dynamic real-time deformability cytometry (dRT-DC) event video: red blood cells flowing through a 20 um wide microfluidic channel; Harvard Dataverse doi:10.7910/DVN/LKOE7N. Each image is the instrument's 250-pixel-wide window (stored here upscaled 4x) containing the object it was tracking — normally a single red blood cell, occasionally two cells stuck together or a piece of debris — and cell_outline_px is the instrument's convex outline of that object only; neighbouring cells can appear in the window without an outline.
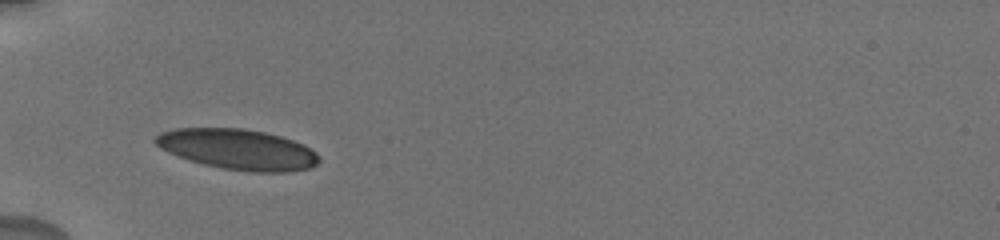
{"species": "human", "species_latin": "Homo sapiens", "temperature_condition": "cold", "stored_images_in_passage": 44, "camera_frame_rate_fps": 3000, "um_per_image_px": 0.085, "donor": {"sex": "male"}, "frame": {"image": 1, "passage_image": 1, "time_ms": 0.0, "image_size_px": [1000, 240], "cell_outline_px": [[320, 160], [316, 164], [308, 168], [288, 172], [248, 172], [224, 168], [204, 164], [188, 160], [168, 152], [160, 148], [152, 140], [160, 132], [176, 128], [244, 128], [264, 132], [280, 136], [304, 144], [316, 152], [320, 156]], "centroid_in_image_um": [20.21, 12.69], "position_along_channel_um": 64.8, "area_um2": 38.67}}
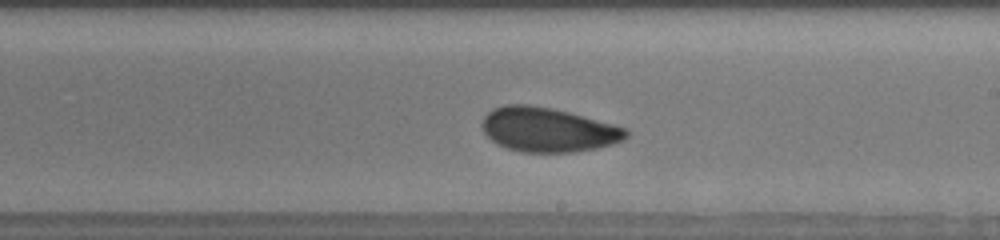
{"frame": {"image": 2, "passage_image": 19, "time_ms": 5.0, "image_size_px": [1000, 240], "cell_outline_px": [[628, 136], [624, 140], [612, 144], [596, 148], [572, 152], [520, 152], [496, 144], [484, 132], [484, 116], [492, 108], [504, 104], [528, 104], [552, 108], [568, 112], [628, 128]], "centroid_in_image_um": [46.59, 11.02], "position_along_channel_um": 242.4, "area_um2": 37.11}}
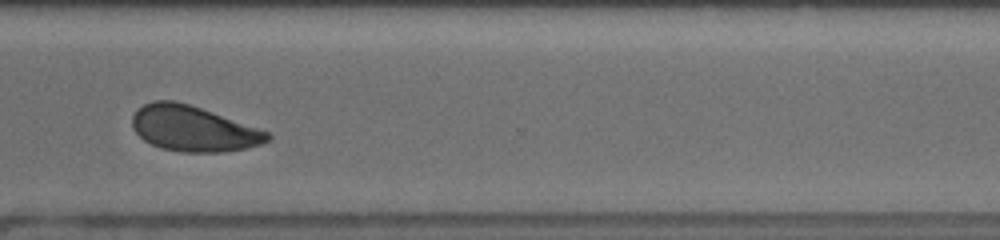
{"frame": {"image": 3, "passage_image": 28, "time_ms": 8.0, "image_size_px": [1000, 240], "cell_outline_px": [[272, 136], [268, 140], [260, 144], [248, 148], [224, 152], [180, 152], [160, 148], [144, 140], [132, 128], [132, 116], [136, 108], [152, 100], [176, 100], [212, 112], [268, 132]], "centroid_in_image_um": [16.38, 10.93], "position_along_channel_um": 354.2, "area_um2": 35.72}, "authors_computed_cell_mechanics": {"area_um2": 36.2984, "velocity_mm_per_s": 3.7176, "shape_relaxation_time_tau1_ms": 4.4147, "shape_relaxation_time_tau2_ms": 1.5995, "deformation_change_tau1": 0.1099, "deformation_change_tau2": 0.0683}}